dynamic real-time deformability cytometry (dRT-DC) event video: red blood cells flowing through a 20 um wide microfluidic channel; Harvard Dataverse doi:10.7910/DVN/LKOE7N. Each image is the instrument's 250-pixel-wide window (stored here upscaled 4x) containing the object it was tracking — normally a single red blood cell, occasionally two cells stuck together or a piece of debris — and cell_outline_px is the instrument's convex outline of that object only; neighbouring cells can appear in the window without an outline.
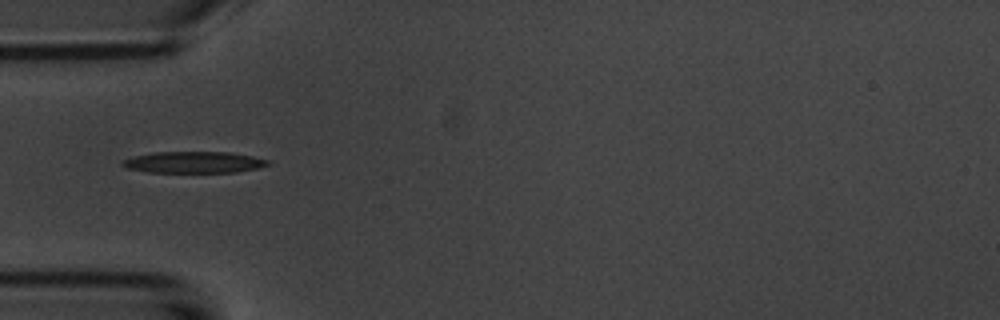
{"species": "common noctule bat (a hibernating species)", "species_latin": "Nyctalus noctula", "temperature_condition": "room temperature", "stored_images_in_passage": 38, "camera_frame_rate_fps": 3000, "um_per_image_px": 0.085, "animal": {"sex": "male", "body_mass_g": 20.1, "forearm_length_mm": 53.5}, "frame": {"image": 1, "passage_image": 1, "time_ms": 0.0, "image_size_px": [1000, 320], "cell_outline_px": [[272, 164], [256, 168], [236, 172], [148, 172], [128, 168], [120, 164], [120, 160], [136, 156], [156, 152], [228, 152], [252, 156], [272, 160]], "centroid_in_image_um": [16.51, 13.79], "position_along_channel_um": 68.5, "area_um2": 18.15}}
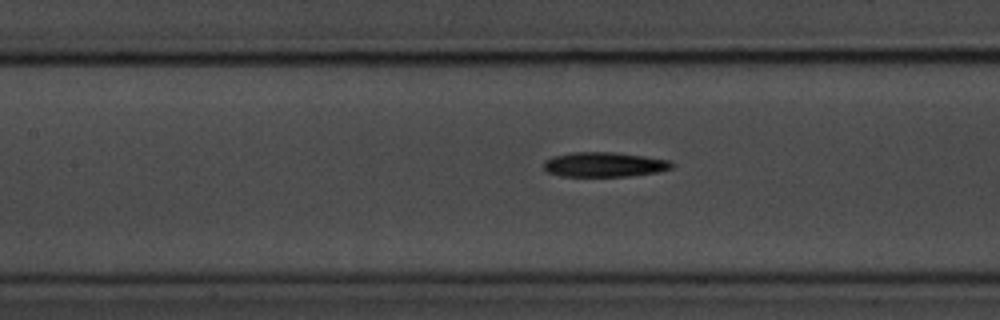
{"frame": {"image": 2, "passage_image": 8, "time_ms": 2.333, "image_size_px": [1000, 320], "cell_outline_px": [[672, 168], [660, 172], [632, 176], [560, 176], [548, 172], [544, 168], [544, 160], [552, 156], [572, 152], [612, 152], [644, 156], [672, 160]], "centroid_in_image_um": [51.38, 13.98], "position_along_channel_um": 156.0, "area_um2": 18.61}}
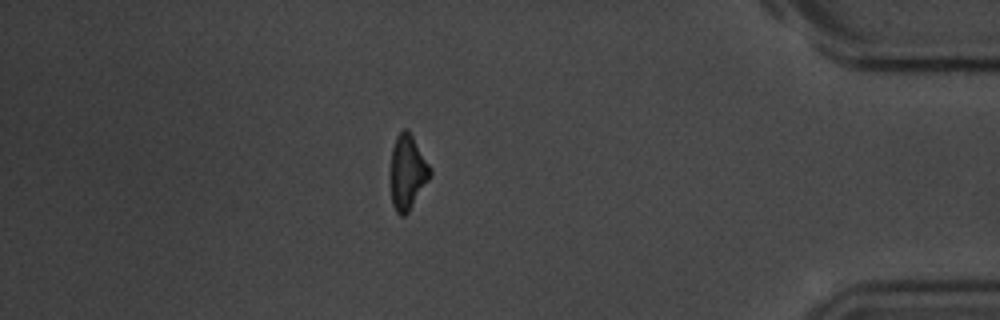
{"frame": {"image": 3, "passage_image": 31, "time_ms": 10.0, "image_size_px": [1000, 320], "cell_outline_px": [[432, 176], [408, 212], [404, 216], [400, 216], [396, 212], [392, 204], [388, 176], [392, 148], [396, 136], [404, 128], [408, 128], [432, 168]], "centroid_in_image_um": [34.61, 14.64], "position_along_channel_um": 400.6, "area_um2": 17.98}, "authors_computed_cell_mechanics": {"area_um2": 18.2937, "velocity_mm_per_s": 3.7132, "shape_relaxation_time_tau1_ms": 3.751, "shape_relaxation_time_tau2_ms": null, "deformation_change_tau1": 0.1296, "deformation_change_tau2": null}}